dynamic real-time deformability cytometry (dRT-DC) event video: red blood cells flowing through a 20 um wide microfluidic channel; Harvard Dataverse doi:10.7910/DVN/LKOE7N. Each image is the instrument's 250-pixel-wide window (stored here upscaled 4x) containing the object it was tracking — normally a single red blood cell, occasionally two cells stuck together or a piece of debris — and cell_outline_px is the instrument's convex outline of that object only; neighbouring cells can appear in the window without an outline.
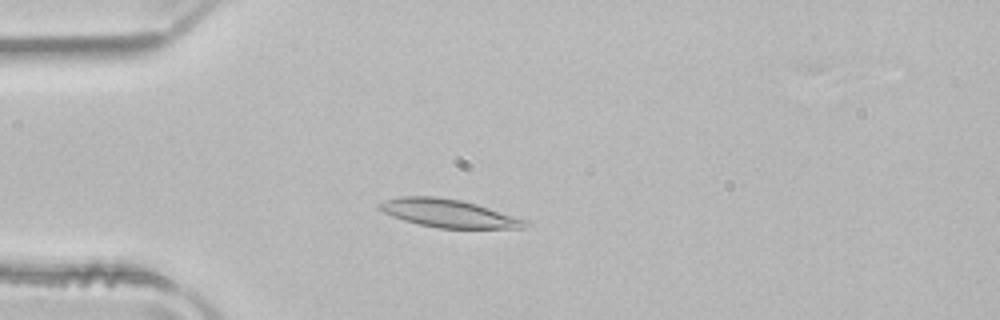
{"species": "common noctule bat (a hibernating species)", "species_latin": "Nyctalus noctula", "temperature_condition": "room temperature", "stored_images_in_passage": 49, "camera_frame_rate_fps": 3000, "um_per_image_px": 0.085, "animal": {"sex": "male", "body_mass_g": 21.5, "forearm_length_mm": 52.0}, "frame": {"image": 1, "passage_image": 11, "time_ms": 3.333, "image_size_px": [1000, 320], "cell_outline_px": [[532, 224], [524, 228], [436, 228], [404, 220], [392, 216], [376, 208], [376, 204], [384, 200], [400, 196], [436, 196], [460, 200], [476, 204], [532, 220]], "centroid_in_image_um": [38.18, 18.13], "position_along_channel_um": 46.8, "area_um2": 24.22}}
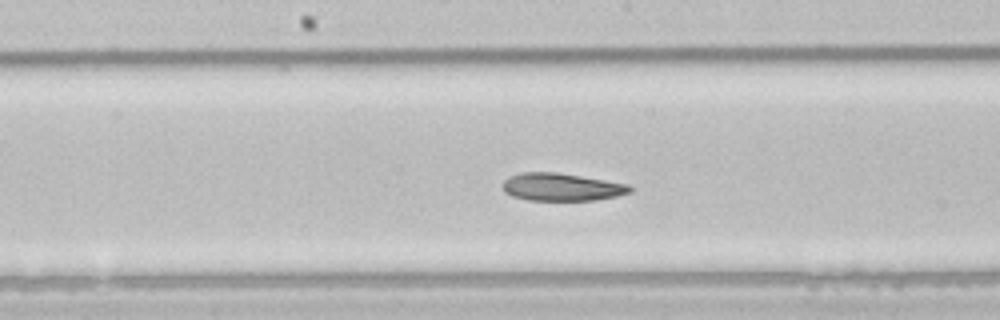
{"frame": {"image": 2, "passage_image": 24, "time_ms": 7.667, "image_size_px": [1000, 320], "cell_outline_px": [[632, 192], [616, 196], [596, 200], [528, 200], [512, 196], [504, 192], [504, 180], [508, 176], [520, 172], [556, 172], [632, 184]], "centroid_in_image_um": [47.76, 15.89], "position_along_channel_um": 200.4, "area_um2": 20.69}}
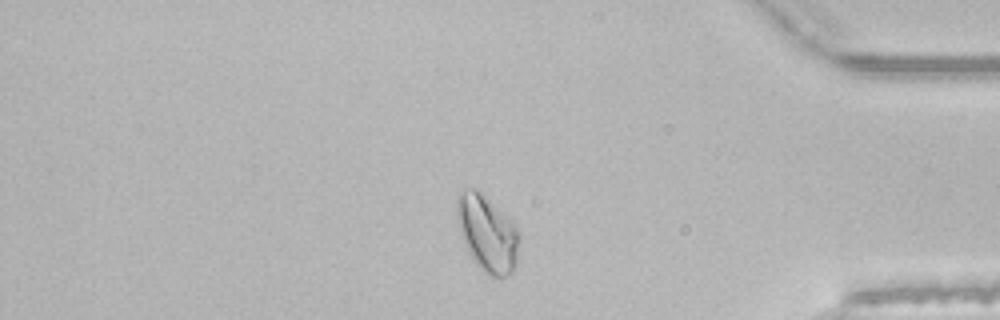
{"frame": {"image": 3, "passage_image": 41, "time_ms": 13.333, "image_size_px": [1000, 320], "cell_outline_px": [[520, 240], [516, 264], [512, 272], [504, 276], [488, 276], [472, 260], [460, 236], [456, 216], [456, 196], [464, 188], [476, 188], [520, 232]], "centroid_in_image_um": [41.37, 19.86], "position_along_channel_um": 393.8, "area_um2": 27.63}, "authors_computed_cell_mechanics": {"area_um2": 23.2934, "velocity_mm_per_s": 3.9263, "shape_relaxation_time_tau1_ms": 7.0462, "shape_relaxation_time_tau2_ms": 2.2741, "deformation_change_tau1": 0.1616, "deformation_change_tau2": 0.0834}}